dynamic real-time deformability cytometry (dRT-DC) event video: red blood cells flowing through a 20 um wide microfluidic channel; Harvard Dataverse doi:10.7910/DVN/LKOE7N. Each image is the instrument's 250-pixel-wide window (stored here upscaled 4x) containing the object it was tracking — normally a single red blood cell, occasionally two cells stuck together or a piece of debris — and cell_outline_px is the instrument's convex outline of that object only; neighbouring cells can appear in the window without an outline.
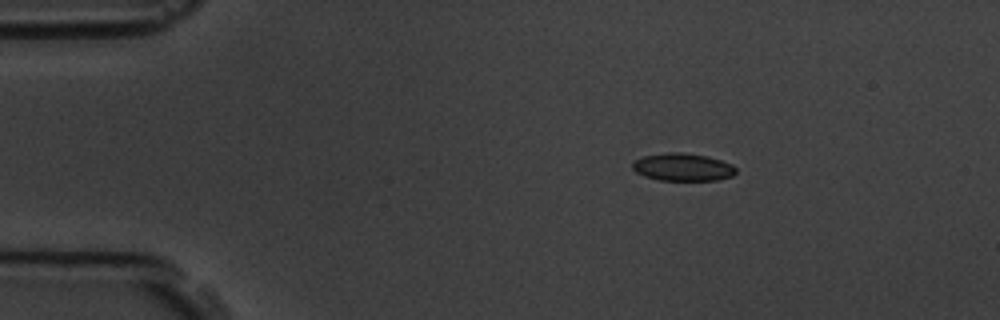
{"species": "common noctule bat (a hibernating species)", "species_latin": "Nyctalus noctula", "temperature_condition": "room temperature", "stored_images_in_passage": 3, "camera_frame_rate_fps": 3000, "um_per_image_px": 0.085, "animal": {"sex": "male", "body_mass_g": 19.5, "forearm_length_mm": 54.6}, "frame": {"image": 1, "passage_image": 1, "time_ms": 0.0, "image_size_px": [1000, 320], "cell_outline_px": [[736, 172], [732, 176], [716, 180], [660, 180], [644, 176], [636, 172], [632, 168], [632, 164], [636, 160], [644, 156], [668, 152], [680, 152], [704, 156], [720, 160], [732, 164], [736, 168]], "centroid_in_image_um": [58.03, 14.21], "position_along_channel_um": 27.0, "area_um2": 16.47}}